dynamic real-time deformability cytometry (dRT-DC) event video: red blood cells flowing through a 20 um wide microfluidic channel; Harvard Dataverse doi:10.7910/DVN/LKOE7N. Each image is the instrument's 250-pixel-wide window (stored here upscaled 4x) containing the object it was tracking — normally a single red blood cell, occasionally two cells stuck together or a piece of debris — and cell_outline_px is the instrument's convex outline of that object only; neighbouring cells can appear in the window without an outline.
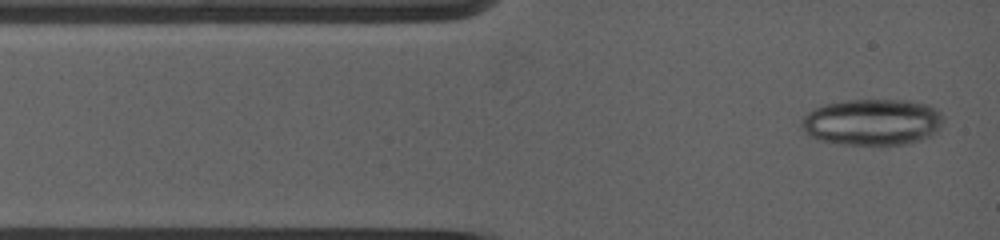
{"species": "common noctule bat (a hibernating species)", "species_latin": "Nyctalus noctula", "temperature_condition": "warm", "stored_images_in_passage": 3, "camera_frame_rate_fps": 5000, "um_per_image_px": 0.085, "animal": {"sex": "female", "body_mass_g": 19.0, "forearm_length_mm": 53.3}, "frame": {"image": 1, "passage_image": 1, "time_ms": 0.0, "image_size_px": [1000, 240], "cell_outline_px": [[944, 116], [936, 128], [916, 140], [904, 144], [844, 144], [824, 140], [812, 136], [804, 128], [804, 120], [808, 112], [816, 108], [828, 104], [852, 100], [908, 100], [928, 104], [936, 108]], "centroid_in_image_um": [74.17, 10.34], "position_along_channel_um": 10.8, "area_um2": 36.88}}